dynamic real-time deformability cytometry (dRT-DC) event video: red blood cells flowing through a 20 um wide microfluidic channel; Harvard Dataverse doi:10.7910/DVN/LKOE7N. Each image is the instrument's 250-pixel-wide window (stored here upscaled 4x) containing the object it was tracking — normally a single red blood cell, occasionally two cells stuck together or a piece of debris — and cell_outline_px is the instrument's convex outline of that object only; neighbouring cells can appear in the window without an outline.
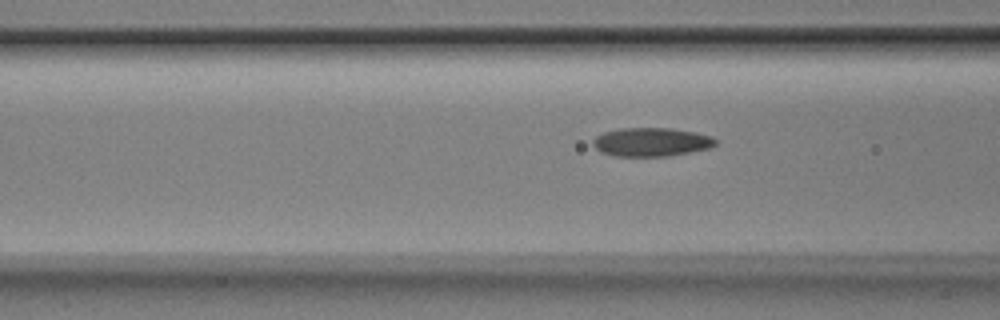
{"species": "Egyptian fruit bat (a non-hibernating species)", "species_latin": "Rousettus aegyptiacus", "temperature_condition": "room temperature", "stored_images_in_passage": 4, "camera_frame_rate_fps": 3000, "um_per_image_px": 0.085, "animal": {"sex": "male"}, "frame": {"image": 1, "passage_image": 4, "time_ms": 1.0, "image_size_px": [1000, 320], "cell_outline_px": [[716, 144], [708, 148], [692, 152], [668, 156], [616, 156], [600, 152], [592, 144], [592, 140], [596, 136], [604, 132], [620, 128], [672, 128], [696, 132], [712, 136], [716, 140]], "centroid_in_image_um": [55.36, 12.07], "position_along_channel_um": 111.2, "area_um2": 20.58}}